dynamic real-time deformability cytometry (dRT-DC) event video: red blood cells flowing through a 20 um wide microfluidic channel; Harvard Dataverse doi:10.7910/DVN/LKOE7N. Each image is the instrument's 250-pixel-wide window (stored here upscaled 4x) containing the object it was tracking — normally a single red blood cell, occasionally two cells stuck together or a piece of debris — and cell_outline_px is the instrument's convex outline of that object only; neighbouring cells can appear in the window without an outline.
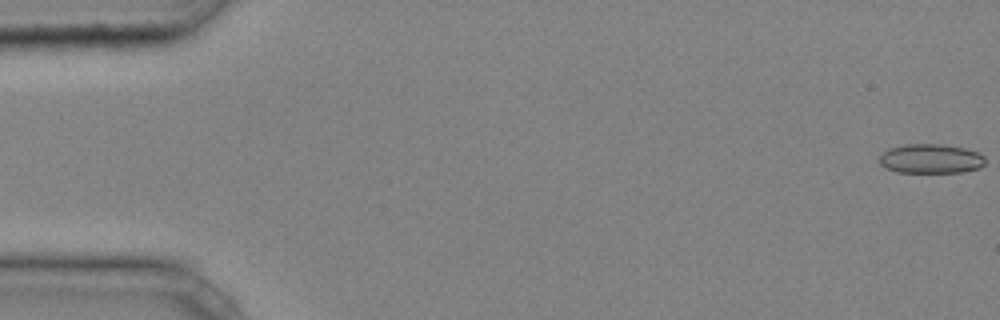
{"species": "common noctule bat (a hibernating species)", "species_latin": "Nyctalus noctula", "temperature_condition": "cold", "stored_images_in_passage": 11, "camera_frame_rate_fps": 3000, "um_per_image_px": 0.085, "animal": {"sex": "male", "body_mass_g": 20.4}, "frame": {"image": 1, "passage_image": 1, "time_ms": 0.0, "image_size_px": [1000, 320], "cell_outline_px": [[984, 164], [980, 168], [964, 172], [896, 172], [880, 164], [880, 156], [884, 152], [892, 148], [908, 144], [940, 144], [964, 148], [976, 152], [984, 156]], "centroid_in_image_um": [79.15, 13.5], "position_along_channel_um": 5.9, "area_um2": 17.86}}